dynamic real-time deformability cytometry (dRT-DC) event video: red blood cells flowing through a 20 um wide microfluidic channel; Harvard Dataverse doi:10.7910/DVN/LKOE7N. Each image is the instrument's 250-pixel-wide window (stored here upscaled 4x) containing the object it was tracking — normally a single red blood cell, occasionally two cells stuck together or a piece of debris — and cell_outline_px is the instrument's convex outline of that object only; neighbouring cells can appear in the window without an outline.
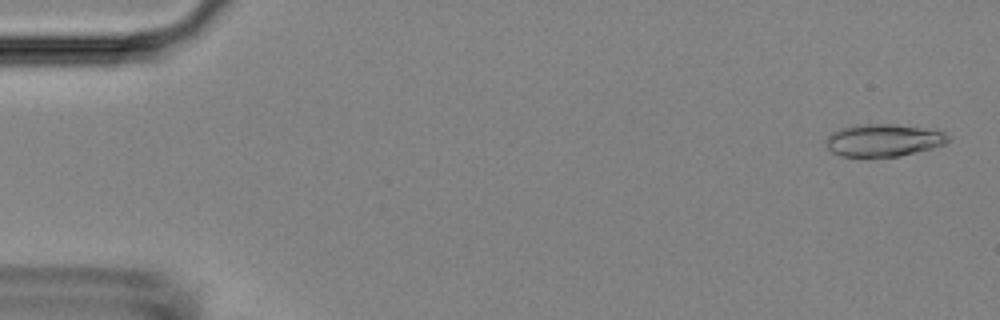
{"species": "Egyptian fruit bat (a non-hibernating species)", "species_latin": "Rousettus aegyptiacus", "temperature_condition": "room temperature", "stored_images_in_passage": 52, "camera_frame_rate_fps": 3000, "um_per_image_px": 0.085, "animal": {"sex": "female"}, "frame": {"image": 1, "passage_image": 2, "time_ms": 0.333, "image_size_px": [1000, 320], "cell_outline_px": [[948, 140], [944, 144], [932, 148], [900, 156], [840, 156], [832, 152], [828, 148], [824, 140], [832, 132], [840, 128], [852, 124], [896, 124], [928, 128], [944, 132], [948, 136]], "centroid_in_image_um": [75.06, 11.9], "position_along_channel_um": 9.9, "area_um2": 23.18}}
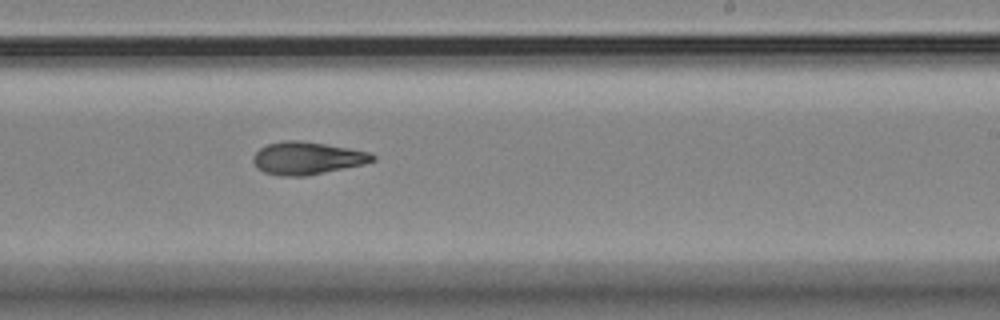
{"frame": {"image": 2, "passage_image": 32, "time_ms": 10.333, "image_size_px": [1000, 320], "cell_outline_px": [[376, 160], [364, 164], [304, 176], [280, 176], [264, 172], [256, 168], [252, 160], [252, 156], [260, 148], [268, 144], [284, 140], [300, 140], [348, 148], [368, 152], [376, 156]], "centroid_in_image_um": [26.07, 13.44], "position_along_channel_um": 262.9, "area_um2": 22.6}}
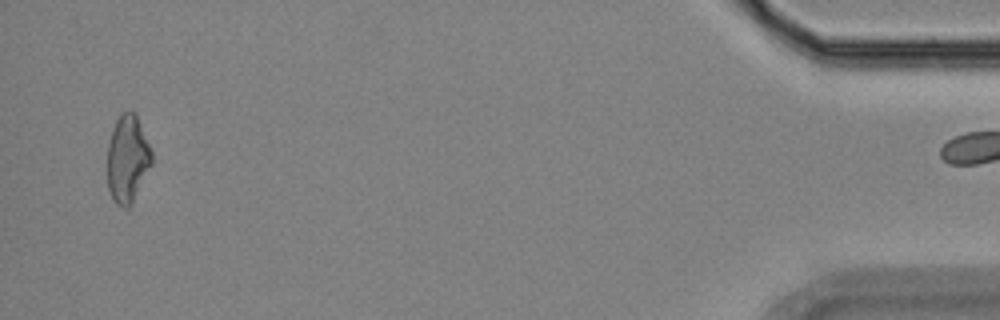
{"frame": {"image": 3, "passage_image": 51, "time_ms": 16.667, "image_size_px": [1000, 320], "cell_outline_px": [[152, 164], [128, 212], [116, 204], [112, 200], [108, 188], [108, 144], [112, 128], [120, 112], [132, 112], [136, 116], [152, 152]], "centroid_in_image_um": [10.83, 13.58], "position_along_channel_um": 424.4, "area_um2": 22.72}}